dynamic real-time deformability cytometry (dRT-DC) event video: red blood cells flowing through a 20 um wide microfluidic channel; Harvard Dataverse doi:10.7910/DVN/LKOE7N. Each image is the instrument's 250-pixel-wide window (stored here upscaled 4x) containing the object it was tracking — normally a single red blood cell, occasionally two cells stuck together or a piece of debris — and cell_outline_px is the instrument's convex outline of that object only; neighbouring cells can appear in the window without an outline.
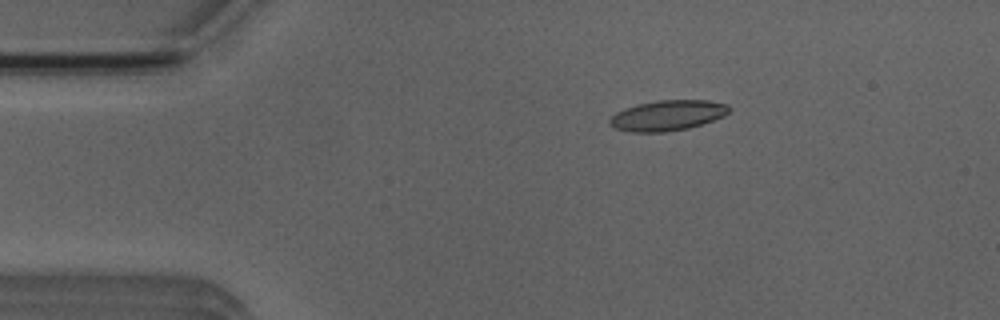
{"species": "Egyptian fruit bat (a non-hibernating species)", "species_latin": "Rousettus aegyptiacus", "temperature_condition": "room temperature", "stored_images_in_passage": 6, "camera_frame_rate_fps": 3000, "um_per_image_px": 0.085, "animal": {"sex": "male"}, "frame": {"image": 1, "passage_image": 2, "time_ms": 2.0, "image_size_px": [1000, 320], "cell_outline_px": [[728, 112], [724, 116], [688, 128], [664, 132], [632, 132], [616, 128], [608, 124], [608, 120], [616, 112], [624, 108], [640, 104], [660, 100], [708, 100], [728, 104]], "centroid_in_image_um": [56.72, 9.81], "position_along_channel_um": 28.3, "area_um2": 20.92}}